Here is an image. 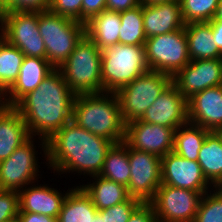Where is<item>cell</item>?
Returning a JSON list of instances; mask_svg holds the SVG:
<instances>
[{"label":"cell","mask_w":222,"mask_h":222,"mask_svg":"<svg viewBox=\"0 0 222 222\" xmlns=\"http://www.w3.org/2000/svg\"><path fill=\"white\" fill-rule=\"evenodd\" d=\"M75 95L55 68L35 90L14 106L25 121L30 137L38 136V148L43 151L44 160H47L46 141L72 121Z\"/></svg>","instance_id":"obj_1"},{"label":"cell","mask_w":222,"mask_h":222,"mask_svg":"<svg viewBox=\"0 0 222 222\" xmlns=\"http://www.w3.org/2000/svg\"><path fill=\"white\" fill-rule=\"evenodd\" d=\"M46 165L58 176L78 173L91 177L99 175L108 150L114 144L90 133L73 121L55 132L47 141Z\"/></svg>","instance_id":"obj_2"},{"label":"cell","mask_w":222,"mask_h":222,"mask_svg":"<svg viewBox=\"0 0 222 222\" xmlns=\"http://www.w3.org/2000/svg\"><path fill=\"white\" fill-rule=\"evenodd\" d=\"M72 121L114 144L125 140L126 124L121 116L116 93L76 94L72 106Z\"/></svg>","instance_id":"obj_3"},{"label":"cell","mask_w":222,"mask_h":222,"mask_svg":"<svg viewBox=\"0 0 222 222\" xmlns=\"http://www.w3.org/2000/svg\"><path fill=\"white\" fill-rule=\"evenodd\" d=\"M149 70L144 46L118 43L101 50L103 92L116 93Z\"/></svg>","instance_id":"obj_4"},{"label":"cell","mask_w":222,"mask_h":222,"mask_svg":"<svg viewBox=\"0 0 222 222\" xmlns=\"http://www.w3.org/2000/svg\"><path fill=\"white\" fill-rule=\"evenodd\" d=\"M57 69L75 94L103 92L101 50L86 35Z\"/></svg>","instance_id":"obj_5"},{"label":"cell","mask_w":222,"mask_h":222,"mask_svg":"<svg viewBox=\"0 0 222 222\" xmlns=\"http://www.w3.org/2000/svg\"><path fill=\"white\" fill-rule=\"evenodd\" d=\"M38 30L46 48V59L58 68L85 36V24L50 10L38 13Z\"/></svg>","instance_id":"obj_6"},{"label":"cell","mask_w":222,"mask_h":222,"mask_svg":"<svg viewBox=\"0 0 222 222\" xmlns=\"http://www.w3.org/2000/svg\"><path fill=\"white\" fill-rule=\"evenodd\" d=\"M171 82L172 76L149 70L120 88L116 95L124 123L140 119Z\"/></svg>","instance_id":"obj_7"},{"label":"cell","mask_w":222,"mask_h":222,"mask_svg":"<svg viewBox=\"0 0 222 222\" xmlns=\"http://www.w3.org/2000/svg\"><path fill=\"white\" fill-rule=\"evenodd\" d=\"M144 47L149 69L172 77L191 61L184 28L147 38Z\"/></svg>","instance_id":"obj_8"},{"label":"cell","mask_w":222,"mask_h":222,"mask_svg":"<svg viewBox=\"0 0 222 222\" xmlns=\"http://www.w3.org/2000/svg\"><path fill=\"white\" fill-rule=\"evenodd\" d=\"M35 140V137H30L7 159L0 161V190L19 192L27 185L41 179L38 174L41 172L39 170L41 167Z\"/></svg>","instance_id":"obj_9"},{"label":"cell","mask_w":222,"mask_h":222,"mask_svg":"<svg viewBox=\"0 0 222 222\" xmlns=\"http://www.w3.org/2000/svg\"><path fill=\"white\" fill-rule=\"evenodd\" d=\"M203 194L161 184L149 203L157 222H193Z\"/></svg>","instance_id":"obj_10"},{"label":"cell","mask_w":222,"mask_h":222,"mask_svg":"<svg viewBox=\"0 0 222 222\" xmlns=\"http://www.w3.org/2000/svg\"><path fill=\"white\" fill-rule=\"evenodd\" d=\"M128 159L131 169L128 194L142 203H149L162 184L161 157L128 146Z\"/></svg>","instance_id":"obj_11"},{"label":"cell","mask_w":222,"mask_h":222,"mask_svg":"<svg viewBox=\"0 0 222 222\" xmlns=\"http://www.w3.org/2000/svg\"><path fill=\"white\" fill-rule=\"evenodd\" d=\"M6 41L25 56L46 59V48L38 30V13L7 12Z\"/></svg>","instance_id":"obj_12"},{"label":"cell","mask_w":222,"mask_h":222,"mask_svg":"<svg viewBox=\"0 0 222 222\" xmlns=\"http://www.w3.org/2000/svg\"><path fill=\"white\" fill-rule=\"evenodd\" d=\"M175 130L137 119L126 124L124 142L130 148L162 158L173 151Z\"/></svg>","instance_id":"obj_13"},{"label":"cell","mask_w":222,"mask_h":222,"mask_svg":"<svg viewBox=\"0 0 222 222\" xmlns=\"http://www.w3.org/2000/svg\"><path fill=\"white\" fill-rule=\"evenodd\" d=\"M162 184L206 193L213 186L204 177L197 161L169 152L161 158Z\"/></svg>","instance_id":"obj_14"},{"label":"cell","mask_w":222,"mask_h":222,"mask_svg":"<svg viewBox=\"0 0 222 222\" xmlns=\"http://www.w3.org/2000/svg\"><path fill=\"white\" fill-rule=\"evenodd\" d=\"M172 82L186 99L207 88L222 85V59L191 60L172 77Z\"/></svg>","instance_id":"obj_15"},{"label":"cell","mask_w":222,"mask_h":222,"mask_svg":"<svg viewBox=\"0 0 222 222\" xmlns=\"http://www.w3.org/2000/svg\"><path fill=\"white\" fill-rule=\"evenodd\" d=\"M139 120L177 129L188 122L187 99L171 82Z\"/></svg>","instance_id":"obj_16"},{"label":"cell","mask_w":222,"mask_h":222,"mask_svg":"<svg viewBox=\"0 0 222 222\" xmlns=\"http://www.w3.org/2000/svg\"><path fill=\"white\" fill-rule=\"evenodd\" d=\"M188 121L213 132H222V85L197 92L187 99Z\"/></svg>","instance_id":"obj_17"},{"label":"cell","mask_w":222,"mask_h":222,"mask_svg":"<svg viewBox=\"0 0 222 222\" xmlns=\"http://www.w3.org/2000/svg\"><path fill=\"white\" fill-rule=\"evenodd\" d=\"M38 182L31 183L18 192L19 212H31L57 218L68 192L73 187L62 192L49 184L39 185Z\"/></svg>","instance_id":"obj_18"},{"label":"cell","mask_w":222,"mask_h":222,"mask_svg":"<svg viewBox=\"0 0 222 222\" xmlns=\"http://www.w3.org/2000/svg\"><path fill=\"white\" fill-rule=\"evenodd\" d=\"M54 69L47 59L25 56L16 82L2 96V104L15 106L24 96L35 90Z\"/></svg>","instance_id":"obj_19"},{"label":"cell","mask_w":222,"mask_h":222,"mask_svg":"<svg viewBox=\"0 0 222 222\" xmlns=\"http://www.w3.org/2000/svg\"><path fill=\"white\" fill-rule=\"evenodd\" d=\"M143 22L146 38L171 33L186 25L179 0L143 5Z\"/></svg>","instance_id":"obj_20"},{"label":"cell","mask_w":222,"mask_h":222,"mask_svg":"<svg viewBox=\"0 0 222 222\" xmlns=\"http://www.w3.org/2000/svg\"><path fill=\"white\" fill-rule=\"evenodd\" d=\"M30 138L25 121L14 106L0 105V161Z\"/></svg>","instance_id":"obj_21"},{"label":"cell","mask_w":222,"mask_h":222,"mask_svg":"<svg viewBox=\"0 0 222 222\" xmlns=\"http://www.w3.org/2000/svg\"><path fill=\"white\" fill-rule=\"evenodd\" d=\"M57 222H103V214L94 206L83 188L76 184L68 192Z\"/></svg>","instance_id":"obj_22"},{"label":"cell","mask_w":222,"mask_h":222,"mask_svg":"<svg viewBox=\"0 0 222 222\" xmlns=\"http://www.w3.org/2000/svg\"><path fill=\"white\" fill-rule=\"evenodd\" d=\"M120 12L104 10L85 23V35L102 50L119 43Z\"/></svg>","instance_id":"obj_23"},{"label":"cell","mask_w":222,"mask_h":222,"mask_svg":"<svg viewBox=\"0 0 222 222\" xmlns=\"http://www.w3.org/2000/svg\"><path fill=\"white\" fill-rule=\"evenodd\" d=\"M184 29L190 60L222 59V53L213 42L212 26L209 22L189 23Z\"/></svg>","instance_id":"obj_24"},{"label":"cell","mask_w":222,"mask_h":222,"mask_svg":"<svg viewBox=\"0 0 222 222\" xmlns=\"http://www.w3.org/2000/svg\"><path fill=\"white\" fill-rule=\"evenodd\" d=\"M202 173L213 187L222 185V132L210 131L199 151Z\"/></svg>","instance_id":"obj_25"},{"label":"cell","mask_w":222,"mask_h":222,"mask_svg":"<svg viewBox=\"0 0 222 222\" xmlns=\"http://www.w3.org/2000/svg\"><path fill=\"white\" fill-rule=\"evenodd\" d=\"M80 186L89 195L98 210L122 203L130 197L127 187L100 175L91 176L90 182Z\"/></svg>","instance_id":"obj_26"},{"label":"cell","mask_w":222,"mask_h":222,"mask_svg":"<svg viewBox=\"0 0 222 222\" xmlns=\"http://www.w3.org/2000/svg\"><path fill=\"white\" fill-rule=\"evenodd\" d=\"M210 131L187 122L175 130L173 152L191 161H198L199 151Z\"/></svg>","instance_id":"obj_27"},{"label":"cell","mask_w":222,"mask_h":222,"mask_svg":"<svg viewBox=\"0 0 222 222\" xmlns=\"http://www.w3.org/2000/svg\"><path fill=\"white\" fill-rule=\"evenodd\" d=\"M131 169L128 159V145L123 141L115 143L108 150L100 176L128 187Z\"/></svg>","instance_id":"obj_28"},{"label":"cell","mask_w":222,"mask_h":222,"mask_svg":"<svg viewBox=\"0 0 222 222\" xmlns=\"http://www.w3.org/2000/svg\"><path fill=\"white\" fill-rule=\"evenodd\" d=\"M121 28L119 43L126 45L144 46L146 35L143 22V5L120 12Z\"/></svg>","instance_id":"obj_29"},{"label":"cell","mask_w":222,"mask_h":222,"mask_svg":"<svg viewBox=\"0 0 222 222\" xmlns=\"http://www.w3.org/2000/svg\"><path fill=\"white\" fill-rule=\"evenodd\" d=\"M25 55L6 42L0 50V96L16 82Z\"/></svg>","instance_id":"obj_30"},{"label":"cell","mask_w":222,"mask_h":222,"mask_svg":"<svg viewBox=\"0 0 222 222\" xmlns=\"http://www.w3.org/2000/svg\"><path fill=\"white\" fill-rule=\"evenodd\" d=\"M184 22L200 23L213 19L220 0H179Z\"/></svg>","instance_id":"obj_31"},{"label":"cell","mask_w":222,"mask_h":222,"mask_svg":"<svg viewBox=\"0 0 222 222\" xmlns=\"http://www.w3.org/2000/svg\"><path fill=\"white\" fill-rule=\"evenodd\" d=\"M193 222H222V188L204 193Z\"/></svg>","instance_id":"obj_32"},{"label":"cell","mask_w":222,"mask_h":222,"mask_svg":"<svg viewBox=\"0 0 222 222\" xmlns=\"http://www.w3.org/2000/svg\"><path fill=\"white\" fill-rule=\"evenodd\" d=\"M141 203L140 200L129 197L122 203L99 211L103 214V222H127L133 211Z\"/></svg>","instance_id":"obj_33"},{"label":"cell","mask_w":222,"mask_h":222,"mask_svg":"<svg viewBox=\"0 0 222 222\" xmlns=\"http://www.w3.org/2000/svg\"><path fill=\"white\" fill-rule=\"evenodd\" d=\"M19 213V194L0 190V222H15Z\"/></svg>","instance_id":"obj_34"},{"label":"cell","mask_w":222,"mask_h":222,"mask_svg":"<svg viewBox=\"0 0 222 222\" xmlns=\"http://www.w3.org/2000/svg\"><path fill=\"white\" fill-rule=\"evenodd\" d=\"M83 0H50L49 10L60 16L82 22Z\"/></svg>","instance_id":"obj_35"},{"label":"cell","mask_w":222,"mask_h":222,"mask_svg":"<svg viewBox=\"0 0 222 222\" xmlns=\"http://www.w3.org/2000/svg\"><path fill=\"white\" fill-rule=\"evenodd\" d=\"M7 12L42 13L50 8V0H9L5 5Z\"/></svg>","instance_id":"obj_36"},{"label":"cell","mask_w":222,"mask_h":222,"mask_svg":"<svg viewBox=\"0 0 222 222\" xmlns=\"http://www.w3.org/2000/svg\"><path fill=\"white\" fill-rule=\"evenodd\" d=\"M106 10V0H83L82 23L88 22L92 17Z\"/></svg>","instance_id":"obj_37"},{"label":"cell","mask_w":222,"mask_h":222,"mask_svg":"<svg viewBox=\"0 0 222 222\" xmlns=\"http://www.w3.org/2000/svg\"><path fill=\"white\" fill-rule=\"evenodd\" d=\"M127 222H157L153 206L150 203H141Z\"/></svg>","instance_id":"obj_38"},{"label":"cell","mask_w":222,"mask_h":222,"mask_svg":"<svg viewBox=\"0 0 222 222\" xmlns=\"http://www.w3.org/2000/svg\"><path fill=\"white\" fill-rule=\"evenodd\" d=\"M140 4L139 0H106V10L121 12Z\"/></svg>","instance_id":"obj_39"},{"label":"cell","mask_w":222,"mask_h":222,"mask_svg":"<svg viewBox=\"0 0 222 222\" xmlns=\"http://www.w3.org/2000/svg\"><path fill=\"white\" fill-rule=\"evenodd\" d=\"M17 222H57V218L31 212H19Z\"/></svg>","instance_id":"obj_40"},{"label":"cell","mask_w":222,"mask_h":222,"mask_svg":"<svg viewBox=\"0 0 222 222\" xmlns=\"http://www.w3.org/2000/svg\"><path fill=\"white\" fill-rule=\"evenodd\" d=\"M212 26L213 42L222 53V21H209Z\"/></svg>","instance_id":"obj_41"},{"label":"cell","mask_w":222,"mask_h":222,"mask_svg":"<svg viewBox=\"0 0 222 222\" xmlns=\"http://www.w3.org/2000/svg\"><path fill=\"white\" fill-rule=\"evenodd\" d=\"M7 11L3 4L0 3V34L5 33Z\"/></svg>","instance_id":"obj_42"},{"label":"cell","mask_w":222,"mask_h":222,"mask_svg":"<svg viewBox=\"0 0 222 222\" xmlns=\"http://www.w3.org/2000/svg\"><path fill=\"white\" fill-rule=\"evenodd\" d=\"M211 21H222V0L218 3V6L216 8V12L214 14V17Z\"/></svg>","instance_id":"obj_43"},{"label":"cell","mask_w":222,"mask_h":222,"mask_svg":"<svg viewBox=\"0 0 222 222\" xmlns=\"http://www.w3.org/2000/svg\"><path fill=\"white\" fill-rule=\"evenodd\" d=\"M139 1H140V4L142 5H154V4L171 2L174 0H139Z\"/></svg>","instance_id":"obj_44"},{"label":"cell","mask_w":222,"mask_h":222,"mask_svg":"<svg viewBox=\"0 0 222 222\" xmlns=\"http://www.w3.org/2000/svg\"><path fill=\"white\" fill-rule=\"evenodd\" d=\"M6 37H5V34H0V50H1V47L6 43Z\"/></svg>","instance_id":"obj_45"},{"label":"cell","mask_w":222,"mask_h":222,"mask_svg":"<svg viewBox=\"0 0 222 222\" xmlns=\"http://www.w3.org/2000/svg\"><path fill=\"white\" fill-rule=\"evenodd\" d=\"M9 2V0H0V3L3 4L4 6Z\"/></svg>","instance_id":"obj_46"},{"label":"cell","mask_w":222,"mask_h":222,"mask_svg":"<svg viewBox=\"0 0 222 222\" xmlns=\"http://www.w3.org/2000/svg\"><path fill=\"white\" fill-rule=\"evenodd\" d=\"M2 104V97L0 96V105Z\"/></svg>","instance_id":"obj_47"}]
</instances>
